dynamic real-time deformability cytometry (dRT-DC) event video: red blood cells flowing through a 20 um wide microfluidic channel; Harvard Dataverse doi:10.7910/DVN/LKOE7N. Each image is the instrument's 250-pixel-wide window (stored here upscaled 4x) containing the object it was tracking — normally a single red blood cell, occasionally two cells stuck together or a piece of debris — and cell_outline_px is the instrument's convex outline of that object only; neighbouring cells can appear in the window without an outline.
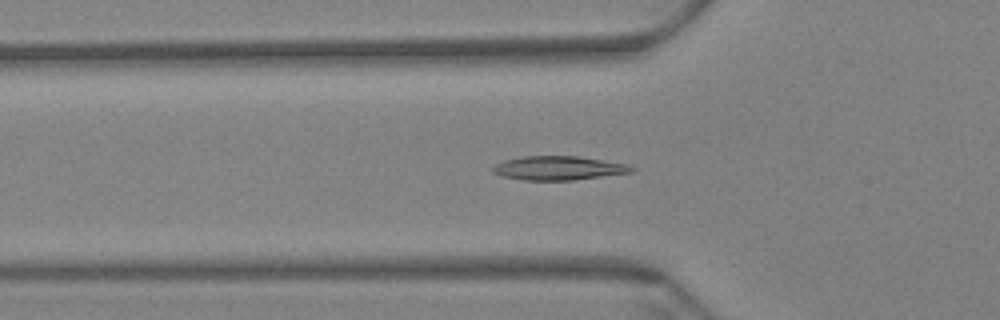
{"species": "Egyptian fruit bat (a non-hibernating species)", "species_latin": "Rousettus aegyptiacus", "temperature_condition": "warm", "stored_images_in_passage": 60, "camera_frame_rate_fps": 3000, "um_per_image_px": 0.085, "animal": {"sex": "female"}, "frame": {"image": 1, "passage_image": 21, "time_ms": 6.667, "image_size_px": [1000, 320], "cell_outline_px": [[636, 168], [632, 172], [572, 180], [524, 180], [504, 176], [492, 172], [492, 168], [496, 164], [504, 160], [524, 156], [576, 156], [628, 164]], "centroid_in_image_um": [47.47, 14.28], "position_along_channel_um": 78.3, "area_um2": 19.13}}
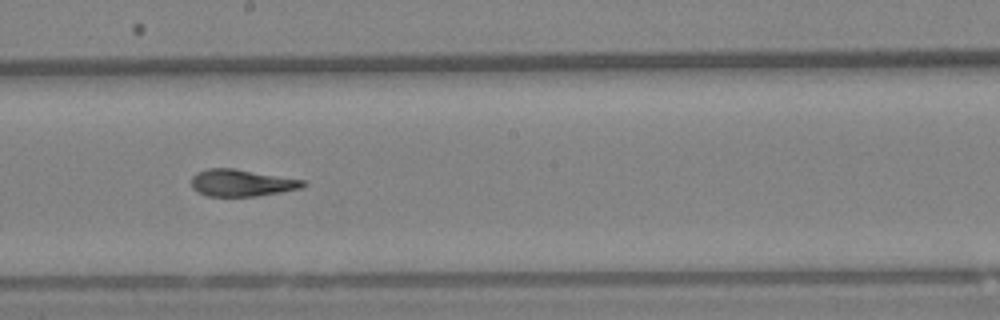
{"frame": {"image": 2, "passage_image": 34, "time_ms": 11.0, "image_size_px": [1000, 320], "cell_outline_px": [[308, 184], [300, 188], [280, 192], [256, 196], [208, 196], [196, 192], [192, 188], [192, 176], [196, 172], [208, 168], [232, 168], [304, 180]], "centroid_in_image_um": [20.5, 15.54], "position_along_channel_um": 227.7, "area_um2": 17.46}}
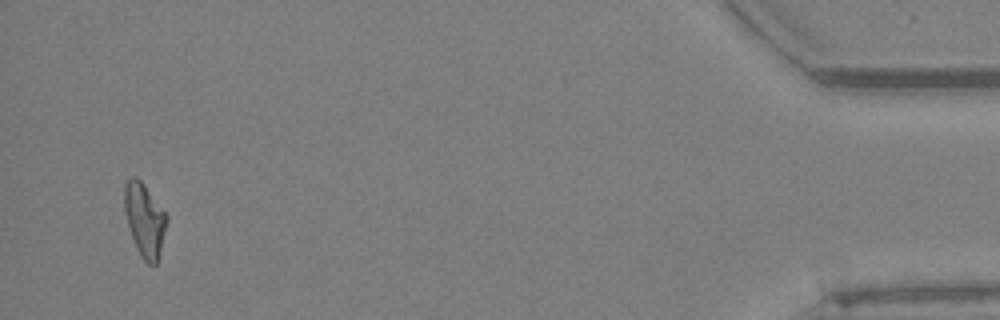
{"frame": {"image": 3, "passage_image": 58, "time_ms": 19.0, "image_size_px": [1000, 320], "cell_outline_px": [[168, 220], [160, 256], [156, 264], [148, 264], [140, 256], [136, 248], [124, 212], [124, 184], [132, 176], [136, 176], [140, 180], [168, 216]], "centroid_in_image_um": [12.3, 18.71], "position_along_channel_um": 422.9, "area_um2": 18.09}, "authors_computed_cell_mechanics": {"area_um2": 18.2648, "velocity_mm_per_s": 3.4531, "shape_relaxation_time_tau1_ms": null, "shape_relaxation_time_tau2_ms": 2.0597, "deformation_change_tau1": null, "deformation_change_tau2": 0.084}}